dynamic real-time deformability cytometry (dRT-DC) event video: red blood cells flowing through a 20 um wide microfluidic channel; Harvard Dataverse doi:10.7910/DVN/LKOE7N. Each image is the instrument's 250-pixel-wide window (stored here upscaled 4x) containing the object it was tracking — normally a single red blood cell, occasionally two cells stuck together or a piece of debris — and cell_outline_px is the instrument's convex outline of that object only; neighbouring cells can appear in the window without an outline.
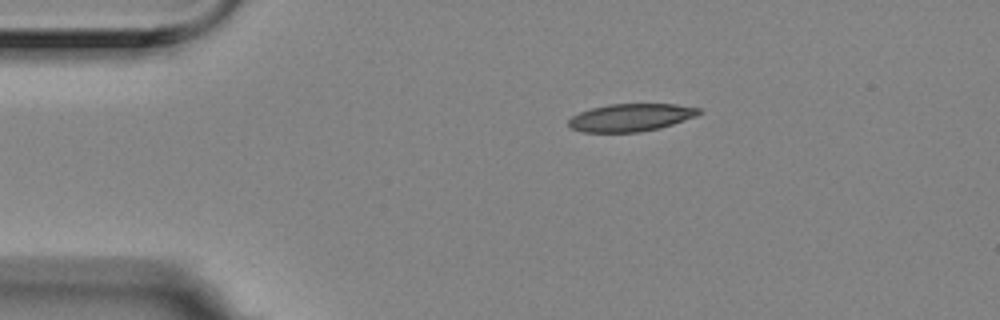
{"species": "Egyptian fruit bat (a non-hibernating species)", "species_latin": "Rousettus aegyptiacus", "temperature_condition": "room temperature", "stored_images_in_passage": 7, "camera_frame_rate_fps": 3000, "um_per_image_px": 0.085, "animal": {"sex": "female"}, "frame": {"image": 1, "passage_image": 1, "time_ms": 0.0, "image_size_px": [1000, 320], "cell_outline_px": [[704, 112], [696, 116], [660, 128], [640, 132], [584, 132], [572, 128], [568, 124], [568, 120], [572, 116], [580, 112], [592, 108], [608, 104], [676, 104], [700, 108]], "centroid_in_image_um": [53.64, 9.98], "position_along_channel_um": 31.4, "area_um2": 20.98}}
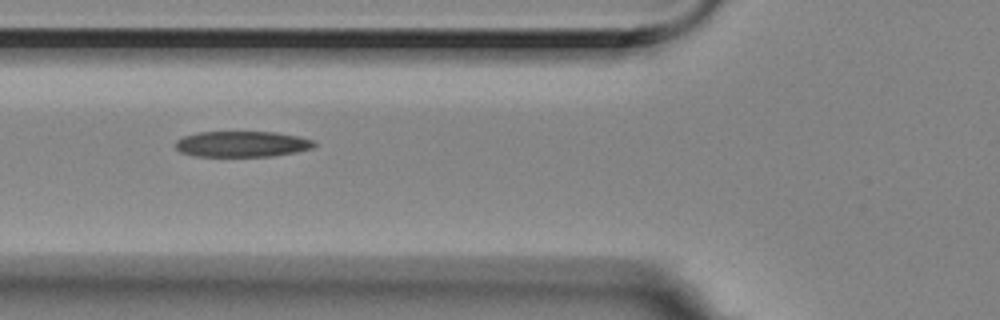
{"frame": {"image": 2, "passage_image": 4, "time_ms": 1.0, "image_size_px": [1000, 320], "cell_outline_px": [[316, 144], [312, 148], [296, 152], [272, 156], [192, 156], [180, 152], [176, 148], [176, 140], [184, 136], [196, 132], [276, 132], [300, 136], [312, 140]], "centroid_in_image_um": [20.56, 12.24], "position_along_channel_um": 105.2, "area_um2": 20.92}}
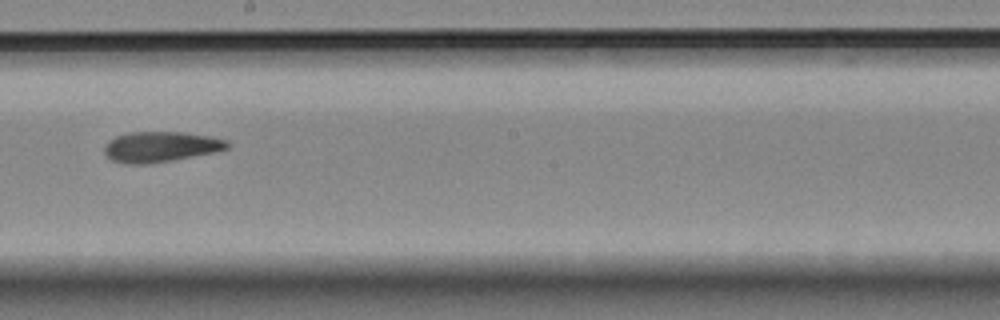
{"frame": {"image": 3, "passage_image": 7, "time_ms": 2.0, "image_size_px": [1000, 320], "cell_outline_px": [[232, 144], [228, 148], [216, 152], [172, 160], [148, 164], [128, 164], [112, 160], [104, 152], [104, 148], [108, 140], [116, 136], [128, 132], [184, 132], [212, 136], [228, 140]], "centroid_in_image_um": [13.69, 12.47], "position_along_channel_um": 234.5, "area_um2": 22.02}}